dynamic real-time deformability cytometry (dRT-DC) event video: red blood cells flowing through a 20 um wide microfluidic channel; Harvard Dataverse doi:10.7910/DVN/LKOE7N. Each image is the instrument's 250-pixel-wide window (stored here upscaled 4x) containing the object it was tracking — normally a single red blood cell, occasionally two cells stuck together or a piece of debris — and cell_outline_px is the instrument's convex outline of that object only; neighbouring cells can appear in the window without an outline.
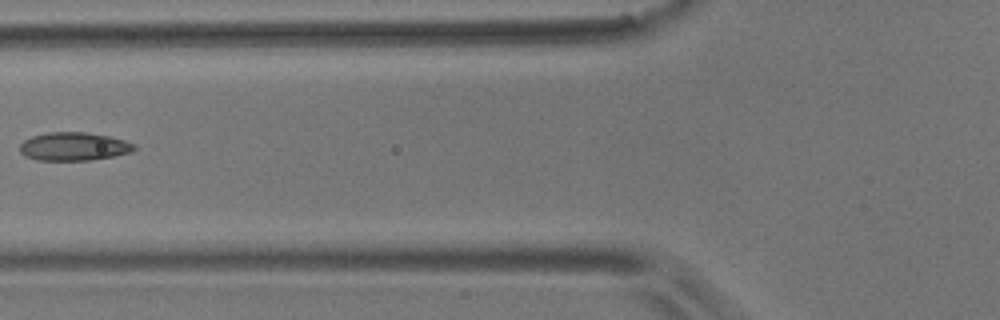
{"species": "common noctule bat (a hibernating species)", "species_latin": "Nyctalus noctula", "temperature_condition": "room temperature", "stored_images_in_passage": 9, "camera_frame_rate_fps": 3000, "um_per_image_px": 0.085, "animal": {"sex": "male", "body_mass_g": 17.9}, "frame": {"image": 1, "passage_image": 4, "time_ms": 3.333, "image_size_px": [1000, 320], "cell_outline_px": [[136, 148], [132, 152], [92, 160], [36, 160], [24, 156], [20, 152], [20, 144], [24, 140], [32, 136], [48, 132], [84, 132], [108, 136], [124, 140], [136, 144]], "centroid_in_image_um": [6.26, 12.45], "position_along_channel_um": 119.5, "area_um2": 18.9}}
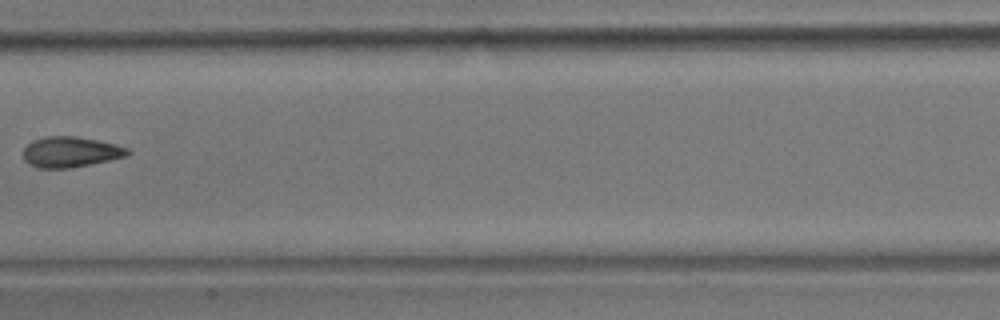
{"frame": {"image": 2, "passage_image": 6, "time_ms": 5.667, "image_size_px": [1000, 320], "cell_outline_px": [[132, 152], [128, 156], [68, 168], [36, 168], [24, 160], [24, 148], [32, 140], [44, 136], [76, 136], [96, 140], [128, 148]], "centroid_in_image_um": [5.97, 12.91], "position_along_channel_um": 201.4, "area_um2": 18.44}}
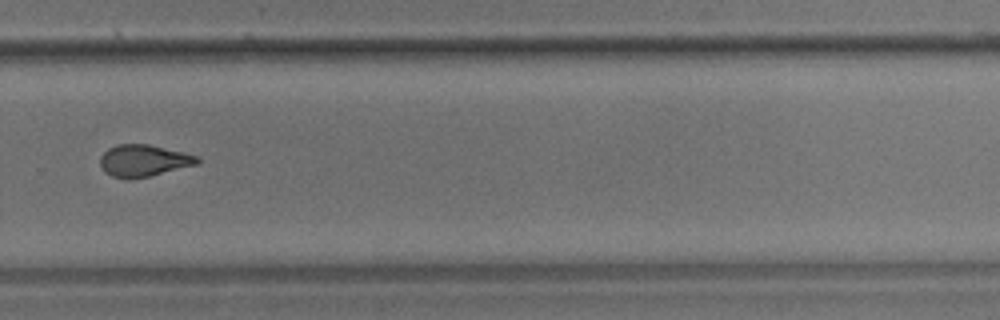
{"frame": {"image": 3, "passage_image": 9, "time_ms": 9.0, "image_size_px": [1000, 320], "cell_outline_px": [[200, 160], [196, 164], [132, 180], [128, 180], [112, 176], [100, 164], [100, 156], [108, 148], [116, 144], [148, 144], [184, 152], [200, 156]], "centroid_in_image_um": [12.2, 13.64], "position_along_channel_um": 317.6, "area_um2": 17.92}}